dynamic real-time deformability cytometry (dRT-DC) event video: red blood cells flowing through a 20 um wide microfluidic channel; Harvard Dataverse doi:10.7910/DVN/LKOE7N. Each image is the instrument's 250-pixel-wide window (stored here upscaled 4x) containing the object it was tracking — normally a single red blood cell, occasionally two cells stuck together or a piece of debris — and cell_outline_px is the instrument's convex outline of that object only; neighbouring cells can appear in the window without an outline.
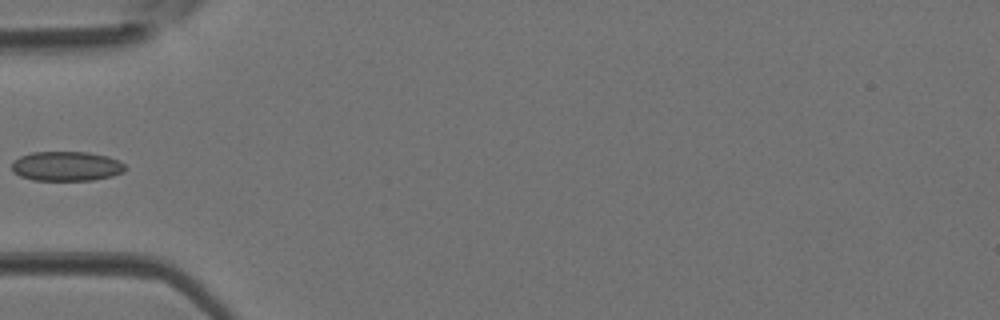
{"species": "Egyptian fruit bat (a non-hibernating species)", "species_latin": "Rousettus aegyptiacus", "temperature_condition": "room temperature", "stored_images_in_passage": 4, "camera_frame_rate_fps": 3000, "um_per_image_px": 0.085, "animal": {"sex": "female"}, "frame": {"image": 1, "passage_image": 4, "time_ms": 1.0, "image_size_px": [1000, 320], "cell_outline_px": [[128, 168], [124, 172], [112, 176], [92, 180], [32, 180], [20, 176], [12, 172], [12, 160], [20, 156], [32, 152], [88, 152], [108, 156], [124, 164]], "centroid_in_image_um": [5.63, 14.13], "position_along_channel_um": 79.4, "area_um2": 19.71}}